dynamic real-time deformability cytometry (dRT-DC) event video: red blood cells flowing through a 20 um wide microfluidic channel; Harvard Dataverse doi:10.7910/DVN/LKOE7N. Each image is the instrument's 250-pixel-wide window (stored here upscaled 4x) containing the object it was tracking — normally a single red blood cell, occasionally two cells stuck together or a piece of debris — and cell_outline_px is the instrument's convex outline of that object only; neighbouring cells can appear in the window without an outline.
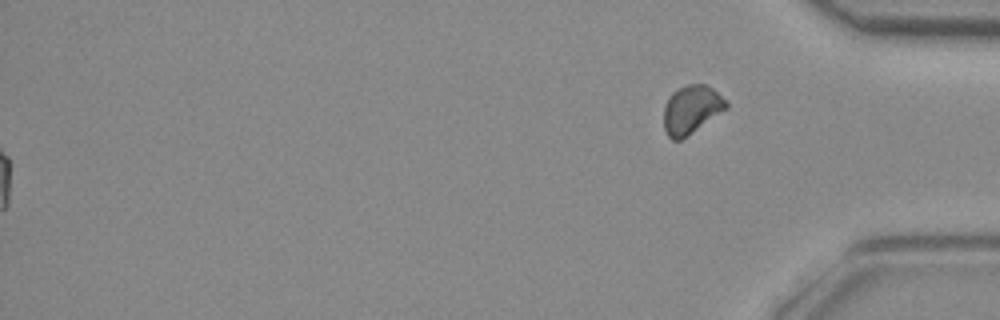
{"species": "common noctule bat (a hibernating species)", "species_latin": "Nyctalus noctula", "temperature_condition": "room temperature", "stored_images_in_passage": 50, "segment_of_instrument_passage": [2, 2], "camera_frame_rate_fps": 3000, "um_per_image_px": 0.085, "animal": {"sex": "female", "body_mass_g": 29.2, "forearm_length_mm": 56.3}, "frame": {"image": 1, "passage_image": 50, "time_ms": 16.333, "image_size_px": [1000, 320], "cell_outline_px": [[728, 108], [680, 140], [672, 140], [668, 136], [664, 128], [664, 104], [668, 96], [676, 88], [688, 84], [704, 84], [712, 88], [728, 100]], "centroid_in_image_um": [58.76, 9.28], "position_along_channel_um": 376.4, "area_um2": 17.69}}